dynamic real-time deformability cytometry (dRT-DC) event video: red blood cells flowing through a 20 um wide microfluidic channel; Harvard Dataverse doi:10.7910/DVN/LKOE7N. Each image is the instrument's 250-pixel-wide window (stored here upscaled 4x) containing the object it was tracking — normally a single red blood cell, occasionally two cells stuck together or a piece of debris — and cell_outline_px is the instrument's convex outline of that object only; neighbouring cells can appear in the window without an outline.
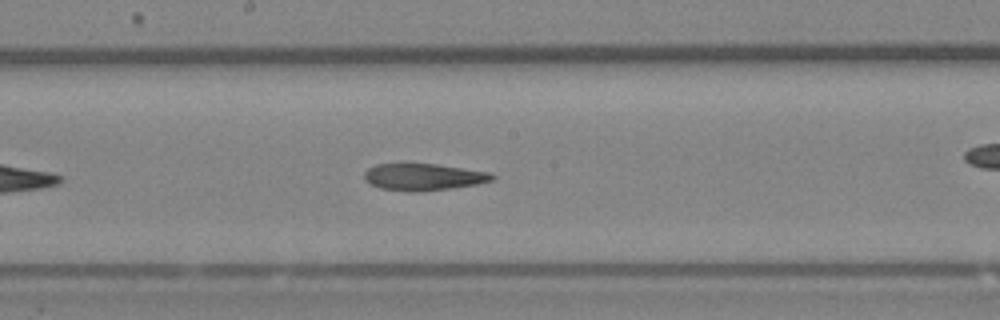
{"species": "Egyptian fruit bat (a non-hibernating species)", "species_latin": "Rousettus aegyptiacus", "temperature_condition": "room temperature", "stored_images_in_passage": 33, "camera_frame_rate_fps": 3000, "um_per_image_px": 0.085, "animal": {"sex": "female"}, "frame": {"image": 1, "passage_image": 15, "time_ms": 4.667, "image_size_px": [1000, 320], "cell_outline_px": [[496, 176], [492, 180], [476, 184], [452, 188], [420, 192], [408, 192], [380, 188], [364, 180], [364, 172], [368, 168], [376, 164], [436, 164], [492, 172]], "centroid_in_image_um": [36.0, 15.05], "position_along_channel_um": 212.2, "area_um2": 20.11}}
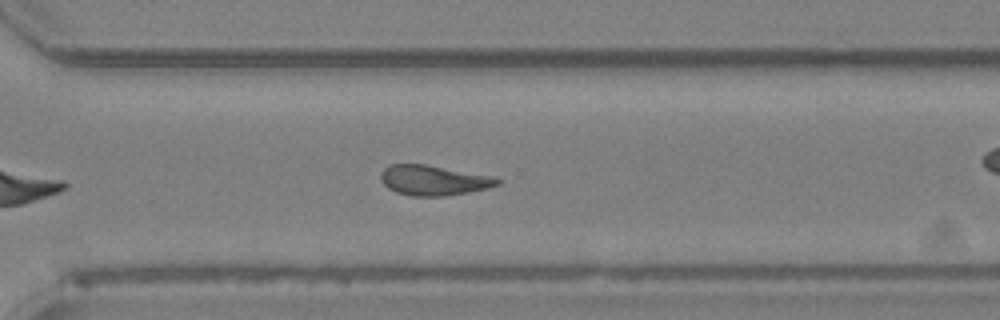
{"frame": {"image": 2, "passage_image": 24, "time_ms": 7.667, "image_size_px": [1000, 320], "cell_outline_px": [[500, 184], [488, 188], [468, 192], [444, 196], [412, 196], [396, 192], [388, 188], [380, 180], [380, 172], [388, 164], [424, 164], [492, 176], [500, 180]], "centroid_in_image_um": [36.81, 15.32], "position_along_channel_um": 333.8, "area_um2": 20.4}, "authors_computed_cell_mechanics": {"area_um2": 20.23, "velocity_mm_per_s": 4.0462, "shape_relaxation_time_tau1_ms": null, "shape_relaxation_time_tau2_ms": 3.4986, "deformation_change_tau1": null, "deformation_change_tau2": 0.1071}}